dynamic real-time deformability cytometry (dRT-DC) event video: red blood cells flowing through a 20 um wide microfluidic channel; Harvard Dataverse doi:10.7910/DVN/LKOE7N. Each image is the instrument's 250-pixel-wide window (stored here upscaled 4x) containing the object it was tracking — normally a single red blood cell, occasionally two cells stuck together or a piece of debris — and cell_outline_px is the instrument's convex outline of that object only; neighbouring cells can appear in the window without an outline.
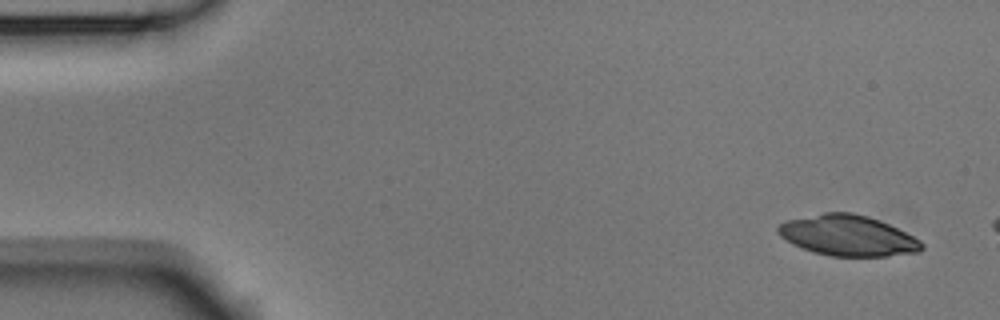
{"species": "Egyptian fruit bat (a non-hibernating species)", "species_latin": "Rousettus aegyptiacus", "temperature_condition": "room temperature", "stored_images_in_passage": 4, "camera_frame_rate_fps": 3000, "um_per_image_px": 0.085, "animal": {"sex": "male"}, "frame": {"image": 1, "passage_image": 1, "time_ms": 0.0, "image_size_px": [1000, 320], "cell_outline_px": [[924, 248], [920, 252], [888, 256], [828, 256], [792, 244], [780, 236], [776, 232], [776, 228], [780, 224], [788, 220], [824, 212], [852, 212], [868, 216], [880, 220], [920, 240], [924, 244]], "centroid_in_image_um": [72.07, 20.02], "position_along_channel_um": 12.9, "area_um2": 33.99}}